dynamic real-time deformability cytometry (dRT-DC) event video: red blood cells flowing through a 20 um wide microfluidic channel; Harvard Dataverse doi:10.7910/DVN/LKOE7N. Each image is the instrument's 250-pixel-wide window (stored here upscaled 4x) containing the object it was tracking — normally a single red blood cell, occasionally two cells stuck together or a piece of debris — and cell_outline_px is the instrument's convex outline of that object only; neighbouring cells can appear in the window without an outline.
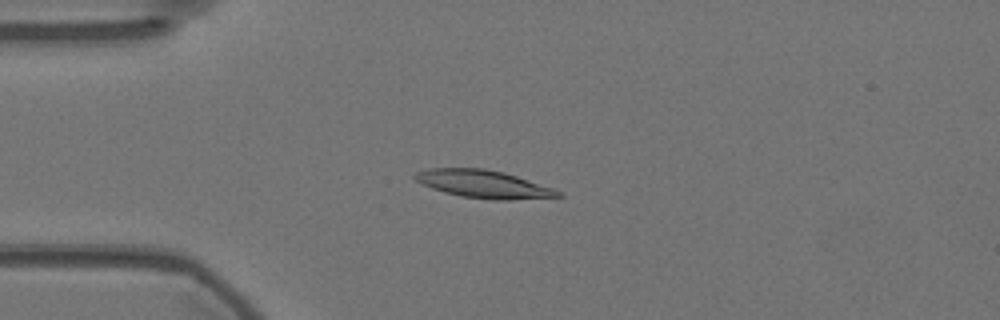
{"species": "Egyptian fruit bat (a non-hibernating species)", "species_latin": "Rousettus aegyptiacus", "temperature_condition": "warm", "stored_images_in_passage": 56, "camera_frame_rate_fps": 3000, "um_per_image_px": 0.085, "animal": {"sex": "female"}, "frame": {"image": 1, "passage_image": 14, "time_ms": 4.333, "image_size_px": [1000, 320], "cell_outline_px": [[564, 196], [508, 200], [492, 200], [460, 196], [444, 192], [432, 188], [416, 180], [412, 176], [416, 172], [428, 168], [484, 168], [504, 172], [552, 188], [560, 192]], "centroid_in_image_um": [41.07, 15.64], "position_along_channel_um": 43.9, "area_um2": 23.0}}
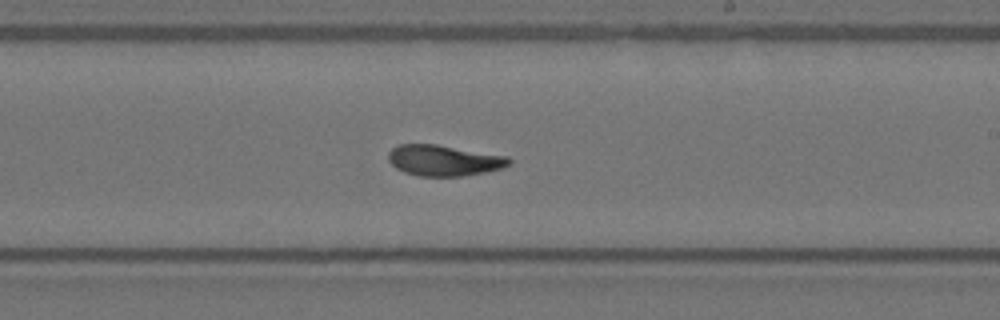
{"frame": {"image": 2, "passage_image": 33, "time_ms": 10.667, "image_size_px": [1000, 320], "cell_outline_px": [[512, 160], [504, 168], [464, 176], [420, 176], [404, 172], [396, 168], [388, 160], [388, 152], [392, 148], [400, 144], [436, 144], [508, 156]], "centroid_in_image_um": [37.73, 13.63], "position_along_channel_um": 251.3, "area_um2": 21.73}}
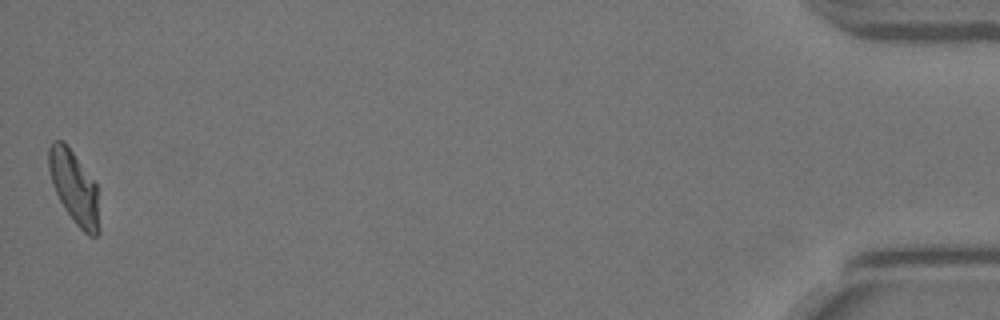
{"frame": {"image": 3, "passage_image": 56, "time_ms": 18.333, "image_size_px": [1000, 320], "cell_outline_px": [[100, 232], [96, 236], [88, 236], [76, 224], [64, 208], [52, 184], [48, 168], [48, 148], [52, 140], [64, 140], [96, 184], [100, 228]], "centroid_in_image_um": [6.3, 15.92], "position_along_channel_um": 428.9, "area_um2": 21.44}, "authors_computed_cell_mechanics": {"area_um2": 21.9929, "velocity_mm_per_s": 3.5737, "shape_relaxation_time_tau1_ms": 5.1279, "shape_relaxation_time_tau2_ms": 1.9285, "deformation_change_tau1": 0.2075, "deformation_change_tau2": 0.0827}}